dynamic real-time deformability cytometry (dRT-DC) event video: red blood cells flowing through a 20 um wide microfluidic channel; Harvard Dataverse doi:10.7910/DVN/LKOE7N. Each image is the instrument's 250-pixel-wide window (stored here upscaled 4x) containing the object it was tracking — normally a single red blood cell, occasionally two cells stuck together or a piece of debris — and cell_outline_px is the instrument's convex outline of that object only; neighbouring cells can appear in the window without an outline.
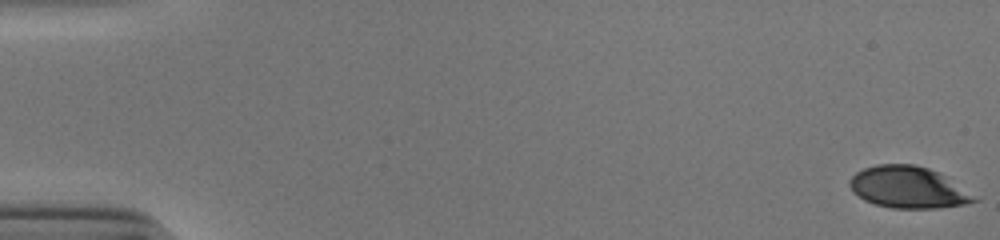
{"species": "human", "species_latin": "Homo sapiens", "temperature_condition": "cold", "stored_images_in_passage": 54, "camera_frame_rate_fps": 3000, "um_per_image_px": 0.085, "donor": {"sex": "male"}, "frame": {"image": 1, "passage_image": 1, "time_ms": 0.0, "image_size_px": [1000, 240], "cell_outline_px": [[980, 200], [964, 204], [936, 208], [892, 208], [876, 204], [864, 200], [848, 184], [848, 180], [856, 172], [864, 168], [876, 164], [916, 164], [928, 168], [944, 176], [980, 196]], "centroid_in_image_um": [77.24, 15.92], "position_along_channel_um": 7.8, "area_um2": 30.23}}
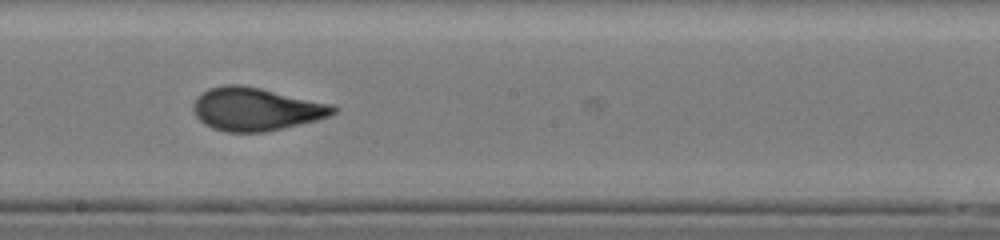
{"frame": {"image": 2, "passage_image": 31, "time_ms": 10.0, "image_size_px": [1000, 240], "cell_outline_px": [[340, 108], [336, 112], [328, 116], [316, 120], [264, 132], [224, 132], [212, 128], [204, 124], [196, 116], [192, 108], [192, 104], [208, 88], [224, 84], [240, 84], [260, 88], [336, 104]], "centroid_in_image_um": [21.78, 9.27], "position_along_channel_um": 226.4, "area_um2": 35.26}}
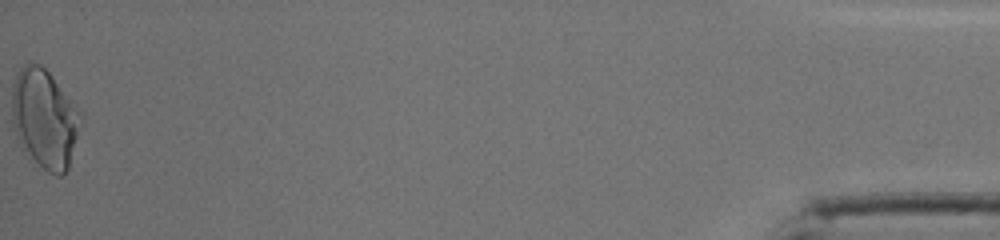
{"frame": {"image": 3, "passage_image": 54, "time_ms": 17.667, "image_size_px": [1000, 240], "cell_outline_px": [[84, 120], [68, 168], [60, 176], [56, 176], [48, 172], [28, 160], [16, 136], [12, 124], [12, 84], [16, 72], [28, 60], [40, 64], [52, 76], [80, 108], [84, 116]], "centroid_in_image_um": [3.8, 10.09], "position_along_channel_um": 431.4, "area_um2": 41.04}, "authors_computed_cell_mechanics": {"area_um2": 33.2639, "velocity_mm_per_s": 3.8902, "shape_relaxation_time_tau1_ms": 4.6233, "shape_relaxation_time_tau2_ms": 0.8857, "deformation_change_tau1": 0.1774, "deformation_change_tau2": 0.0581}}